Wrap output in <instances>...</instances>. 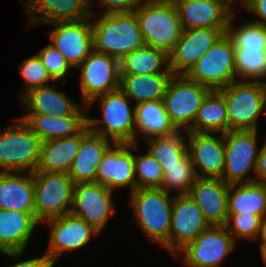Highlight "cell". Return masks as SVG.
Wrapping results in <instances>:
<instances>
[{
    "label": "cell",
    "mask_w": 266,
    "mask_h": 267,
    "mask_svg": "<svg viewBox=\"0 0 266 267\" xmlns=\"http://www.w3.org/2000/svg\"><path fill=\"white\" fill-rule=\"evenodd\" d=\"M93 50L117 60L145 45L139 23L132 12L92 13Z\"/></svg>",
    "instance_id": "obj_1"
},
{
    "label": "cell",
    "mask_w": 266,
    "mask_h": 267,
    "mask_svg": "<svg viewBox=\"0 0 266 267\" xmlns=\"http://www.w3.org/2000/svg\"><path fill=\"white\" fill-rule=\"evenodd\" d=\"M135 223L152 242L169 252V233L174 195L161 188L136 189L129 194Z\"/></svg>",
    "instance_id": "obj_2"
},
{
    "label": "cell",
    "mask_w": 266,
    "mask_h": 267,
    "mask_svg": "<svg viewBox=\"0 0 266 267\" xmlns=\"http://www.w3.org/2000/svg\"><path fill=\"white\" fill-rule=\"evenodd\" d=\"M145 45L169 54L182 33L173 0H142L134 10Z\"/></svg>",
    "instance_id": "obj_3"
},
{
    "label": "cell",
    "mask_w": 266,
    "mask_h": 267,
    "mask_svg": "<svg viewBox=\"0 0 266 267\" xmlns=\"http://www.w3.org/2000/svg\"><path fill=\"white\" fill-rule=\"evenodd\" d=\"M95 102H98L102 111V118H92L89 115V129L114 143H135V106L129 104L131 100L120 88L94 98L87 108Z\"/></svg>",
    "instance_id": "obj_4"
},
{
    "label": "cell",
    "mask_w": 266,
    "mask_h": 267,
    "mask_svg": "<svg viewBox=\"0 0 266 267\" xmlns=\"http://www.w3.org/2000/svg\"><path fill=\"white\" fill-rule=\"evenodd\" d=\"M219 91L227 104L228 131L258 130L259 116L266 112V82L237 80Z\"/></svg>",
    "instance_id": "obj_5"
},
{
    "label": "cell",
    "mask_w": 266,
    "mask_h": 267,
    "mask_svg": "<svg viewBox=\"0 0 266 267\" xmlns=\"http://www.w3.org/2000/svg\"><path fill=\"white\" fill-rule=\"evenodd\" d=\"M0 130V172L36 171L41 140L18 117Z\"/></svg>",
    "instance_id": "obj_6"
},
{
    "label": "cell",
    "mask_w": 266,
    "mask_h": 267,
    "mask_svg": "<svg viewBox=\"0 0 266 267\" xmlns=\"http://www.w3.org/2000/svg\"><path fill=\"white\" fill-rule=\"evenodd\" d=\"M234 56V43L225 33L185 75L211 91L221 90L237 81Z\"/></svg>",
    "instance_id": "obj_7"
},
{
    "label": "cell",
    "mask_w": 266,
    "mask_h": 267,
    "mask_svg": "<svg viewBox=\"0 0 266 267\" xmlns=\"http://www.w3.org/2000/svg\"><path fill=\"white\" fill-rule=\"evenodd\" d=\"M34 217L39 223L71 212L74 185L65 173L33 172Z\"/></svg>",
    "instance_id": "obj_8"
},
{
    "label": "cell",
    "mask_w": 266,
    "mask_h": 267,
    "mask_svg": "<svg viewBox=\"0 0 266 267\" xmlns=\"http://www.w3.org/2000/svg\"><path fill=\"white\" fill-rule=\"evenodd\" d=\"M211 90L185 74H173L163 102L171 123L185 132L193 125L198 109Z\"/></svg>",
    "instance_id": "obj_9"
},
{
    "label": "cell",
    "mask_w": 266,
    "mask_h": 267,
    "mask_svg": "<svg viewBox=\"0 0 266 267\" xmlns=\"http://www.w3.org/2000/svg\"><path fill=\"white\" fill-rule=\"evenodd\" d=\"M258 130H231L224 133L225 169L222 180L227 184L253 182L249 173L256 171ZM249 175V176H248Z\"/></svg>",
    "instance_id": "obj_10"
},
{
    "label": "cell",
    "mask_w": 266,
    "mask_h": 267,
    "mask_svg": "<svg viewBox=\"0 0 266 267\" xmlns=\"http://www.w3.org/2000/svg\"><path fill=\"white\" fill-rule=\"evenodd\" d=\"M236 244L225 225H210L180 250L175 258L180 256L185 267H219L234 251Z\"/></svg>",
    "instance_id": "obj_11"
},
{
    "label": "cell",
    "mask_w": 266,
    "mask_h": 267,
    "mask_svg": "<svg viewBox=\"0 0 266 267\" xmlns=\"http://www.w3.org/2000/svg\"><path fill=\"white\" fill-rule=\"evenodd\" d=\"M76 69L80 70L82 105L120 87L119 60L110 55L93 50Z\"/></svg>",
    "instance_id": "obj_12"
},
{
    "label": "cell",
    "mask_w": 266,
    "mask_h": 267,
    "mask_svg": "<svg viewBox=\"0 0 266 267\" xmlns=\"http://www.w3.org/2000/svg\"><path fill=\"white\" fill-rule=\"evenodd\" d=\"M113 192L96 182L76 183L70 213L83 219L100 233L116 212Z\"/></svg>",
    "instance_id": "obj_13"
},
{
    "label": "cell",
    "mask_w": 266,
    "mask_h": 267,
    "mask_svg": "<svg viewBox=\"0 0 266 267\" xmlns=\"http://www.w3.org/2000/svg\"><path fill=\"white\" fill-rule=\"evenodd\" d=\"M50 229L48 248L45 254L58 261L64 253L76 251L87 245L99 232L83 219L71 213L45 220Z\"/></svg>",
    "instance_id": "obj_14"
},
{
    "label": "cell",
    "mask_w": 266,
    "mask_h": 267,
    "mask_svg": "<svg viewBox=\"0 0 266 267\" xmlns=\"http://www.w3.org/2000/svg\"><path fill=\"white\" fill-rule=\"evenodd\" d=\"M210 226L189 194L174 195L169 233V253L175 255Z\"/></svg>",
    "instance_id": "obj_15"
},
{
    "label": "cell",
    "mask_w": 266,
    "mask_h": 267,
    "mask_svg": "<svg viewBox=\"0 0 266 267\" xmlns=\"http://www.w3.org/2000/svg\"><path fill=\"white\" fill-rule=\"evenodd\" d=\"M136 143H113L105 152L98 166L96 183L115 189L129 187L136 190L134 154L140 148Z\"/></svg>",
    "instance_id": "obj_16"
},
{
    "label": "cell",
    "mask_w": 266,
    "mask_h": 267,
    "mask_svg": "<svg viewBox=\"0 0 266 267\" xmlns=\"http://www.w3.org/2000/svg\"><path fill=\"white\" fill-rule=\"evenodd\" d=\"M51 43L64 55L72 69L77 68L93 51L92 19L50 23Z\"/></svg>",
    "instance_id": "obj_17"
},
{
    "label": "cell",
    "mask_w": 266,
    "mask_h": 267,
    "mask_svg": "<svg viewBox=\"0 0 266 267\" xmlns=\"http://www.w3.org/2000/svg\"><path fill=\"white\" fill-rule=\"evenodd\" d=\"M187 152L198 178L222 179L225 143L222 133L186 132Z\"/></svg>",
    "instance_id": "obj_18"
},
{
    "label": "cell",
    "mask_w": 266,
    "mask_h": 267,
    "mask_svg": "<svg viewBox=\"0 0 266 267\" xmlns=\"http://www.w3.org/2000/svg\"><path fill=\"white\" fill-rule=\"evenodd\" d=\"M225 33L227 29H183L180 39L168 54L172 73L186 74Z\"/></svg>",
    "instance_id": "obj_19"
},
{
    "label": "cell",
    "mask_w": 266,
    "mask_h": 267,
    "mask_svg": "<svg viewBox=\"0 0 266 267\" xmlns=\"http://www.w3.org/2000/svg\"><path fill=\"white\" fill-rule=\"evenodd\" d=\"M29 26L90 18L94 0H24Z\"/></svg>",
    "instance_id": "obj_20"
},
{
    "label": "cell",
    "mask_w": 266,
    "mask_h": 267,
    "mask_svg": "<svg viewBox=\"0 0 266 267\" xmlns=\"http://www.w3.org/2000/svg\"><path fill=\"white\" fill-rule=\"evenodd\" d=\"M182 29H227L234 11L226 0H173Z\"/></svg>",
    "instance_id": "obj_21"
},
{
    "label": "cell",
    "mask_w": 266,
    "mask_h": 267,
    "mask_svg": "<svg viewBox=\"0 0 266 267\" xmlns=\"http://www.w3.org/2000/svg\"><path fill=\"white\" fill-rule=\"evenodd\" d=\"M114 142L92 132L88 125L82 130L79 151L68 171V176L76 183L96 182L98 166L107 149Z\"/></svg>",
    "instance_id": "obj_22"
},
{
    "label": "cell",
    "mask_w": 266,
    "mask_h": 267,
    "mask_svg": "<svg viewBox=\"0 0 266 267\" xmlns=\"http://www.w3.org/2000/svg\"><path fill=\"white\" fill-rule=\"evenodd\" d=\"M20 100L22 108L28 110L26 114L88 116L86 109L89 111L86 105L81 107L68 98L65 92L48 85L30 90Z\"/></svg>",
    "instance_id": "obj_23"
},
{
    "label": "cell",
    "mask_w": 266,
    "mask_h": 267,
    "mask_svg": "<svg viewBox=\"0 0 266 267\" xmlns=\"http://www.w3.org/2000/svg\"><path fill=\"white\" fill-rule=\"evenodd\" d=\"M229 184L222 179L198 178L189 195L201 208L210 225H225L228 218Z\"/></svg>",
    "instance_id": "obj_24"
},
{
    "label": "cell",
    "mask_w": 266,
    "mask_h": 267,
    "mask_svg": "<svg viewBox=\"0 0 266 267\" xmlns=\"http://www.w3.org/2000/svg\"><path fill=\"white\" fill-rule=\"evenodd\" d=\"M38 224L34 212L0 209V252L26 251Z\"/></svg>",
    "instance_id": "obj_25"
},
{
    "label": "cell",
    "mask_w": 266,
    "mask_h": 267,
    "mask_svg": "<svg viewBox=\"0 0 266 267\" xmlns=\"http://www.w3.org/2000/svg\"><path fill=\"white\" fill-rule=\"evenodd\" d=\"M34 178L29 172H0V209L34 212Z\"/></svg>",
    "instance_id": "obj_26"
},
{
    "label": "cell",
    "mask_w": 266,
    "mask_h": 267,
    "mask_svg": "<svg viewBox=\"0 0 266 267\" xmlns=\"http://www.w3.org/2000/svg\"><path fill=\"white\" fill-rule=\"evenodd\" d=\"M82 140V131L72 137L42 141L35 172L65 173L71 167Z\"/></svg>",
    "instance_id": "obj_27"
},
{
    "label": "cell",
    "mask_w": 266,
    "mask_h": 267,
    "mask_svg": "<svg viewBox=\"0 0 266 267\" xmlns=\"http://www.w3.org/2000/svg\"><path fill=\"white\" fill-rule=\"evenodd\" d=\"M20 119L41 141L72 137L88 125V116L58 117L52 114H25L20 116Z\"/></svg>",
    "instance_id": "obj_28"
},
{
    "label": "cell",
    "mask_w": 266,
    "mask_h": 267,
    "mask_svg": "<svg viewBox=\"0 0 266 267\" xmlns=\"http://www.w3.org/2000/svg\"><path fill=\"white\" fill-rule=\"evenodd\" d=\"M178 130L171 123L163 100L135 104V143L141 134L143 140L153 137L169 136Z\"/></svg>",
    "instance_id": "obj_29"
},
{
    "label": "cell",
    "mask_w": 266,
    "mask_h": 267,
    "mask_svg": "<svg viewBox=\"0 0 266 267\" xmlns=\"http://www.w3.org/2000/svg\"><path fill=\"white\" fill-rule=\"evenodd\" d=\"M173 73L120 75V90L136 104L163 100Z\"/></svg>",
    "instance_id": "obj_30"
},
{
    "label": "cell",
    "mask_w": 266,
    "mask_h": 267,
    "mask_svg": "<svg viewBox=\"0 0 266 267\" xmlns=\"http://www.w3.org/2000/svg\"><path fill=\"white\" fill-rule=\"evenodd\" d=\"M228 213L266 216V183L253 181L229 184Z\"/></svg>",
    "instance_id": "obj_31"
},
{
    "label": "cell",
    "mask_w": 266,
    "mask_h": 267,
    "mask_svg": "<svg viewBox=\"0 0 266 267\" xmlns=\"http://www.w3.org/2000/svg\"><path fill=\"white\" fill-rule=\"evenodd\" d=\"M186 132L226 133L228 132V112L224 95L213 90L203 100L193 125Z\"/></svg>",
    "instance_id": "obj_32"
},
{
    "label": "cell",
    "mask_w": 266,
    "mask_h": 267,
    "mask_svg": "<svg viewBox=\"0 0 266 267\" xmlns=\"http://www.w3.org/2000/svg\"><path fill=\"white\" fill-rule=\"evenodd\" d=\"M120 75H143L172 73L169 56L160 49L144 45L124 56L119 61Z\"/></svg>",
    "instance_id": "obj_33"
},
{
    "label": "cell",
    "mask_w": 266,
    "mask_h": 267,
    "mask_svg": "<svg viewBox=\"0 0 266 267\" xmlns=\"http://www.w3.org/2000/svg\"><path fill=\"white\" fill-rule=\"evenodd\" d=\"M180 130L169 136L153 137L146 141L147 153L155 158L161 165L163 173L165 166L180 164V161L188 154L186 132Z\"/></svg>",
    "instance_id": "obj_34"
},
{
    "label": "cell",
    "mask_w": 266,
    "mask_h": 267,
    "mask_svg": "<svg viewBox=\"0 0 266 267\" xmlns=\"http://www.w3.org/2000/svg\"><path fill=\"white\" fill-rule=\"evenodd\" d=\"M234 57L237 80L266 82V50L235 48Z\"/></svg>",
    "instance_id": "obj_35"
},
{
    "label": "cell",
    "mask_w": 266,
    "mask_h": 267,
    "mask_svg": "<svg viewBox=\"0 0 266 267\" xmlns=\"http://www.w3.org/2000/svg\"><path fill=\"white\" fill-rule=\"evenodd\" d=\"M197 179L195 167L187 154L180 161V164L165 166L161 189L168 193L172 192V190L177 191V195L189 194Z\"/></svg>",
    "instance_id": "obj_36"
},
{
    "label": "cell",
    "mask_w": 266,
    "mask_h": 267,
    "mask_svg": "<svg viewBox=\"0 0 266 267\" xmlns=\"http://www.w3.org/2000/svg\"><path fill=\"white\" fill-rule=\"evenodd\" d=\"M236 14L234 12L230 17L227 28V34L232 39L234 48L266 50V26L245 20L241 26L235 27L232 22Z\"/></svg>",
    "instance_id": "obj_37"
},
{
    "label": "cell",
    "mask_w": 266,
    "mask_h": 267,
    "mask_svg": "<svg viewBox=\"0 0 266 267\" xmlns=\"http://www.w3.org/2000/svg\"><path fill=\"white\" fill-rule=\"evenodd\" d=\"M136 189L161 188L164 173L158 161L149 155L134 153Z\"/></svg>",
    "instance_id": "obj_38"
},
{
    "label": "cell",
    "mask_w": 266,
    "mask_h": 267,
    "mask_svg": "<svg viewBox=\"0 0 266 267\" xmlns=\"http://www.w3.org/2000/svg\"><path fill=\"white\" fill-rule=\"evenodd\" d=\"M19 73L22 76L24 88L20 93L21 97L19 100L30 90L35 88H40L49 85L53 81L55 85L56 82L51 78L46 67L43 65L42 60L38 54H34L19 65Z\"/></svg>",
    "instance_id": "obj_39"
},
{
    "label": "cell",
    "mask_w": 266,
    "mask_h": 267,
    "mask_svg": "<svg viewBox=\"0 0 266 267\" xmlns=\"http://www.w3.org/2000/svg\"><path fill=\"white\" fill-rule=\"evenodd\" d=\"M262 219L261 216L250 213H228L225 227L235 242L240 239L254 241L259 236Z\"/></svg>",
    "instance_id": "obj_40"
},
{
    "label": "cell",
    "mask_w": 266,
    "mask_h": 267,
    "mask_svg": "<svg viewBox=\"0 0 266 267\" xmlns=\"http://www.w3.org/2000/svg\"><path fill=\"white\" fill-rule=\"evenodd\" d=\"M37 54L51 78L55 82H61V80L65 82L66 76H68L72 67L64 55L52 43L41 48Z\"/></svg>",
    "instance_id": "obj_41"
},
{
    "label": "cell",
    "mask_w": 266,
    "mask_h": 267,
    "mask_svg": "<svg viewBox=\"0 0 266 267\" xmlns=\"http://www.w3.org/2000/svg\"><path fill=\"white\" fill-rule=\"evenodd\" d=\"M103 7L102 12L91 11L92 13L110 14L134 11L142 0H97Z\"/></svg>",
    "instance_id": "obj_42"
},
{
    "label": "cell",
    "mask_w": 266,
    "mask_h": 267,
    "mask_svg": "<svg viewBox=\"0 0 266 267\" xmlns=\"http://www.w3.org/2000/svg\"><path fill=\"white\" fill-rule=\"evenodd\" d=\"M24 253L26 252L16 251L4 253L6 256H9V258L12 257L18 260V262H15L8 267H54L55 262H53L45 253L43 256L21 261L22 258L20 257L24 256Z\"/></svg>",
    "instance_id": "obj_43"
},
{
    "label": "cell",
    "mask_w": 266,
    "mask_h": 267,
    "mask_svg": "<svg viewBox=\"0 0 266 267\" xmlns=\"http://www.w3.org/2000/svg\"><path fill=\"white\" fill-rule=\"evenodd\" d=\"M245 9L259 17L252 22L266 26V0H252Z\"/></svg>",
    "instance_id": "obj_44"
},
{
    "label": "cell",
    "mask_w": 266,
    "mask_h": 267,
    "mask_svg": "<svg viewBox=\"0 0 266 267\" xmlns=\"http://www.w3.org/2000/svg\"><path fill=\"white\" fill-rule=\"evenodd\" d=\"M262 146H260L259 155L257 159V166L254 177L255 181L266 183V139Z\"/></svg>",
    "instance_id": "obj_45"
},
{
    "label": "cell",
    "mask_w": 266,
    "mask_h": 267,
    "mask_svg": "<svg viewBox=\"0 0 266 267\" xmlns=\"http://www.w3.org/2000/svg\"><path fill=\"white\" fill-rule=\"evenodd\" d=\"M261 240V243H266V216L262 219L260 232L257 240Z\"/></svg>",
    "instance_id": "obj_46"
},
{
    "label": "cell",
    "mask_w": 266,
    "mask_h": 267,
    "mask_svg": "<svg viewBox=\"0 0 266 267\" xmlns=\"http://www.w3.org/2000/svg\"><path fill=\"white\" fill-rule=\"evenodd\" d=\"M226 1H227V3H228L229 7H230L234 12H238V11H236L235 8H234V5H236V4H235L236 1H237V3L240 2L239 4L242 3V5H243V7H244V9H245V7H246L252 0H226ZM234 2H235V3H234ZM233 4H234V5H233Z\"/></svg>",
    "instance_id": "obj_47"
},
{
    "label": "cell",
    "mask_w": 266,
    "mask_h": 267,
    "mask_svg": "<svg viewBox=\"0 0 266 267\" xmlns=\"http://www.w3.org/2000/svg\"><path fill=\"white\" fill-rule=\"evenodd\" d=\"M262 260L266 262V243H259Z\"/></svg>",
    "instance_id": "obj_48"
}]
</instances>
